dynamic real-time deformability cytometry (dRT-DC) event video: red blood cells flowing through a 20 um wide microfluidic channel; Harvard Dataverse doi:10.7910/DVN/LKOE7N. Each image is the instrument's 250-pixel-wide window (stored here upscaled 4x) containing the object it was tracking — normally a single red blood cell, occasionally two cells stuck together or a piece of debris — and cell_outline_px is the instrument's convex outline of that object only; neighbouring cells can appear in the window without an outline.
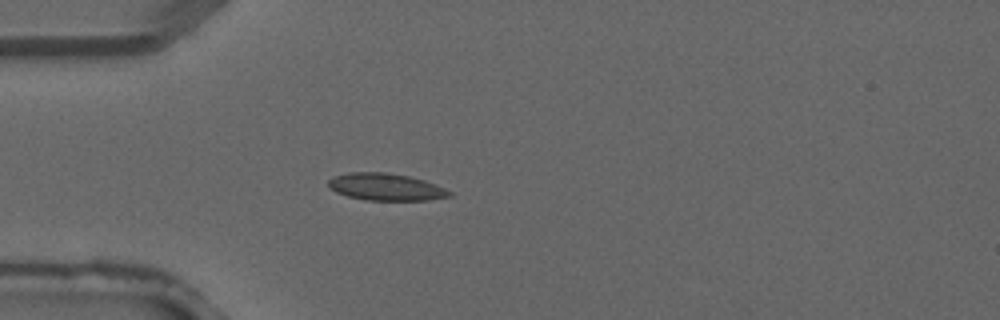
{"species": "common noctule bat (a hibernating species)", "species_latin": "Nyctalus noctula", "temperature_condition": "warm", "stored_images_in_passage": 1, "camera_frame_rate_fps": 3000, "um_per_image_px": 0.085, "animal": {"sex": "male", "forearm_length_mm": 52.5}, "frame": {"image": 1, "passage_image": 1, "time_ms": 0.0, "image_size_px": [1000, 320], "cell_outline_px": [[452, 196], [428, 200], [364, 200], [348, 196], [336, 192], [328, 188], [328, 180], [332, 176], [348, 172], [388, 172], [408, 176], [424, 180], [444, 188], [452, 192]], "centroid_in_image_um": [32.76, 15.88], "position_along_channel_um": 52.2, "area_um2": 19.25}}